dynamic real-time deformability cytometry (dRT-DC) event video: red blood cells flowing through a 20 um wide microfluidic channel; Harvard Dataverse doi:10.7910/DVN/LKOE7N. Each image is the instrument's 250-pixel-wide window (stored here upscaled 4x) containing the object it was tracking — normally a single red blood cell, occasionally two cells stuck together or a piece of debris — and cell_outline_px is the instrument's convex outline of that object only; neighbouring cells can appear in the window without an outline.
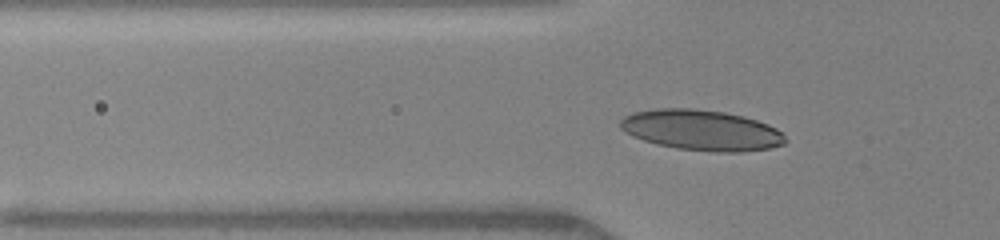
{"species": "human", "species_latin": "Homo sapiens", "temperature_condition": "warm", "stored_images_in_passage": 32, "camera_frame_rate_fps": 3000, "um_per_image_px": 0.085, "donor": {"sex": "female"}, "frame": {"image": 1, "passage_image": 3, "time_ms": 0.667, "image_size_px": [1000, 240], "cell_outline_px": [[788, 140], [784, 144], [768, 148], [740, 152], [712, 152], [676, 148], [656, 144], [632, 136], [624, 132], [620, 128], [620, 120], [624, 116], [632, 112], [656, 108], [692, 108], [724, 112], [744, 116], [768, 124], [784, 132]], "centroid_in_image_um": [59.63, 11.06], "position_along_channel_um": 66.2, "area_um2": 39.36}}
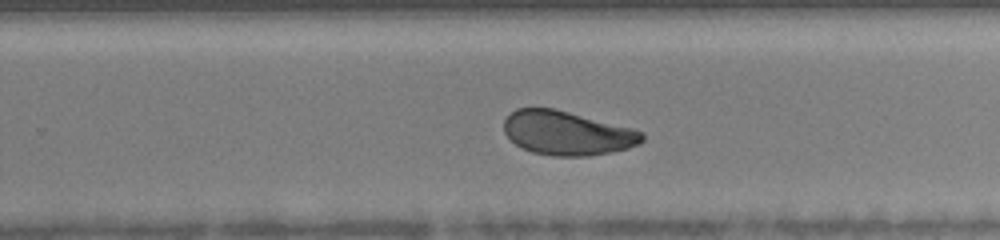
{"frame": {"image": 2, "passage_image": 19, "time_ms": 6.0, "image_size_px": [1000, 240], "cell_outline_px": [[644, 140], [640, 144], [628, 148], [612, 152], [588, 156], [552, 156], [532, 152], [520, 148], [504, 132], [504, 120], [516, 108], [556, 108], [632, 128], [644, 132]], "centroid_in_image_um": [48.22, 11.31], "position_along_channel_um": 281.6, "area_um2": 35.66}}
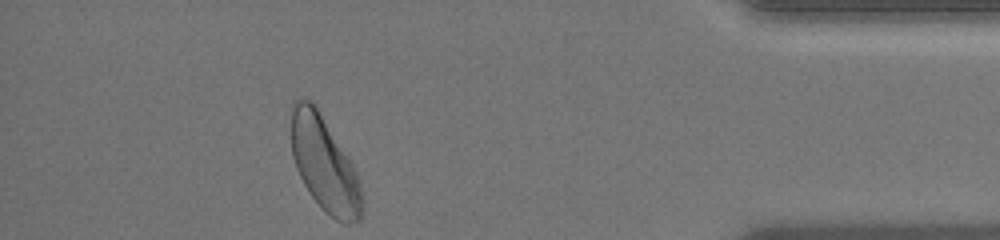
{"frame": {"image": 3, "passage_image": 31, "time_ms": 10.0, "image_size_px": [1000, 240], "cell_outline_px": [[364, 216], [360, 220], [348, 224], [344, 224], [336, 220], [312, 196], [304, 184], [296, 168], [292, 156], [292, 100], [312, 100], [316, 104], [348, 156], [356, 172], [360, 184], [364, 212]], "centroid_in_image_um": [27.6, 13.94], "position_along_channel_um": 407.6, "area_um2": 38.96}, "authors_computed_cell_mechanics": {"area_um2": 36.3851, "velocity_mm_per_s": 4.0871, "shape_relaxation_time_tau1_ms": 3.6376, "shape_relaxation_time_tau2_ms": 0.9092, "deformation_change_tau1": 0.128, "deformation_change_tau2": 0.0514}}